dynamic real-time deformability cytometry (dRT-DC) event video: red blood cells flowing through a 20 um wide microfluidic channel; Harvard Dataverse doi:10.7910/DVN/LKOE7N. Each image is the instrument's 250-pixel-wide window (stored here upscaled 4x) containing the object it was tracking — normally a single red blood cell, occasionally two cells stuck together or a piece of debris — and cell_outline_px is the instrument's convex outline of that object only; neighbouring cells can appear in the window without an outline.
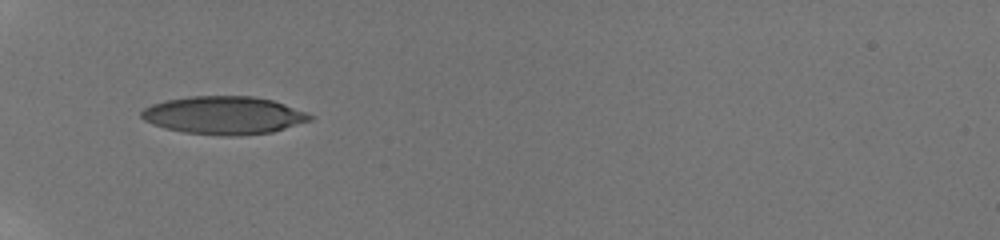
{"species": "human", "species_latin": "Homo sapiens", "temperature_condition": "room temperature", "stored_images_in_passage": 16, "camera_frame_rate_fps": 3000, "um_per_image_px": 0.085, "donor": {"sex": "male"}, "frame": {"image": 1, "passage_image": 1, "time_ms": 0.0, "image_size_px": [1000, 240], "cell_outline_px": [[316, 116], [312, 120], [272, 132], [240, 136], [220, 136], [184, 132], [164, 128], [152, 124], [144, 120], [140, 116], [140, 112], [144, 108], [152, 104], [168, 100], [192, 96], [252, 96], [272, 100], [308, 112]], "centroid_in_image_um": [19.05, 9.81], "position_along_channel_um": 65.9, "area_um2": 37.45}}
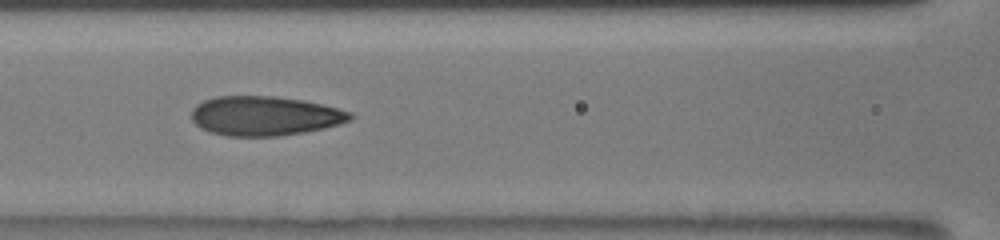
{"frame": {"image": 2, "passage_image": 5, "time_ms": 2.333, "image_size_px": [1000, 240], "cell_outline_px": [[356, 116], [352, 120], [340, 124], [324, 128], [304, 132], [276, 136], [228, 136], [208, 132], [200, 128], [192, 120], [192, 108], [196, 104], [204, 100], [216, 96], [276, 96], [304, 100], [324, 104], [352, 112]], "centroid_in_image_um": [22.53, 9.84], "position_along_channel_um": 144.1, "area_um2": 36.88}}
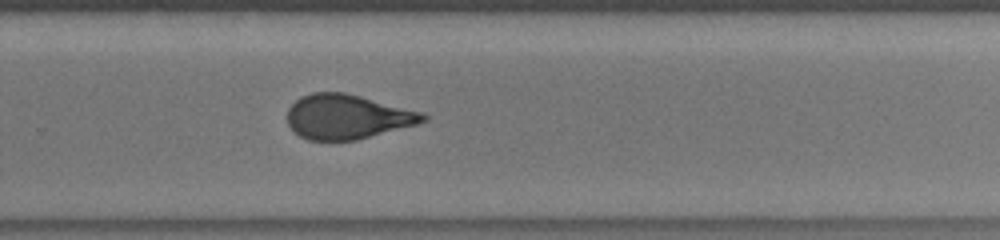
{"frame": {"image": 3, "passage_image": 16, "time_ms": 6.333, "image_size_px": [1000, 240], "cell_outline_px": [[428, 120], [416, 124], [356, 140], [308, 140], [292, 132], [288, 124], [288, 108], [300, 96], [312, 92], [344, 92], [424, 112], [428, 116]], "centroid_in_image_um": [29.5, 9.92], "position_along_channel_um": 300.3, "area_um2": 35.26}}